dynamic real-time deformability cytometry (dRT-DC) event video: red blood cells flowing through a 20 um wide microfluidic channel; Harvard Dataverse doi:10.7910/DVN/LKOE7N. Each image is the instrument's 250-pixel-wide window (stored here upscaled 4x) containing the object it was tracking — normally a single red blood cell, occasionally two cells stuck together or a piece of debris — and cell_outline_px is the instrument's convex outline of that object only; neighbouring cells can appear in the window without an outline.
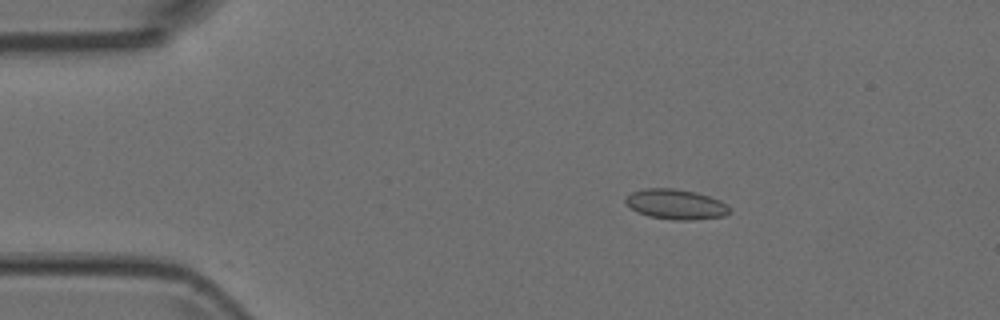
{"species": "Egyptian fruit bat (a non-hibernating species)", "species_latin": "Rousettus aegyptiacus", "temperature_condition": "room temperature", "stored_images_in_passage": 6, "camera_frame_rate_fps": 3000, "um_per_image_px": 0.085, "animal": {"sex": "female"}, "frame": {"image": 1, "passage_image": 3, "time_ms": 0.667, "image_size_px": [1000, 320], "cell_outline_px": [[728, 212], [724, 216], [692, 220], [672, 220], [648, 216], [636, 212], [624, 200], [632, 192], [644, 188], [672, 188], [696, 192], [720, 200], [728, 204]], "centroid_in_image_um": [57.44, 17.36], "position_along_channel_um": 27.6, "area_um2": 18.15}}
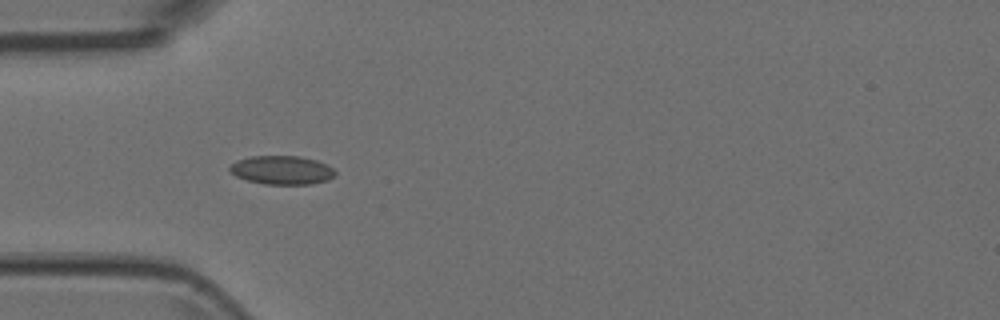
{"frame": {"image": 2, "passage_image": 5, "time_ms": 1.333, "image_size_px": [1000, 320], "cell_outline_px": [[336, 176], [328, 180], [312, 184], [264, 184], [248, 180], [236, 176], [228, 168], [236, 160], [252, 156], [300, 156], [316, 160], [328, 164], [336, 172]], "centroid_in_image_um": [24.0, 14.45], "position_along_channel_um": 61.0, "area_um2": 17.69}}
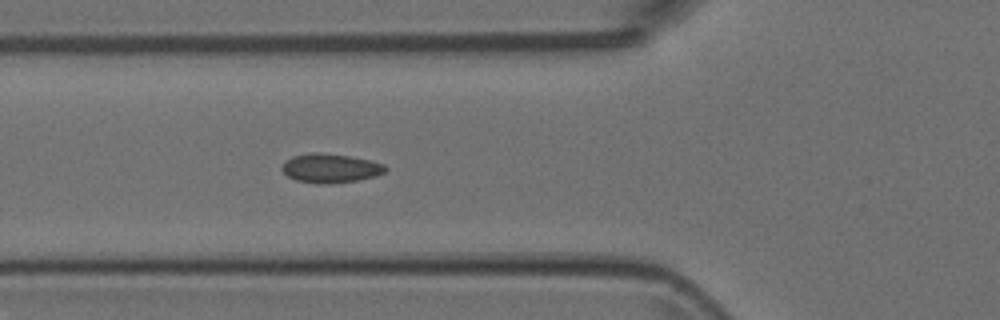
{"frame": {"image": 3, "passage_image": 6, "time_ms": 1.667, "image_size_px": [1000, 320], "cell_outline_px": [[388, 168], [384, 172], [376, 176], [356, 180], [332, 184], [316, 184], [296, 180], [288, 176], [280, 168], [292, 156], [312, 152], [320, 152], [348, 156], [368, 160], [384, 164]], "centroid_in_image_um": [28.08, 14.3], "position_along_channel_um": 97.7, "area_um2": 17.46}}